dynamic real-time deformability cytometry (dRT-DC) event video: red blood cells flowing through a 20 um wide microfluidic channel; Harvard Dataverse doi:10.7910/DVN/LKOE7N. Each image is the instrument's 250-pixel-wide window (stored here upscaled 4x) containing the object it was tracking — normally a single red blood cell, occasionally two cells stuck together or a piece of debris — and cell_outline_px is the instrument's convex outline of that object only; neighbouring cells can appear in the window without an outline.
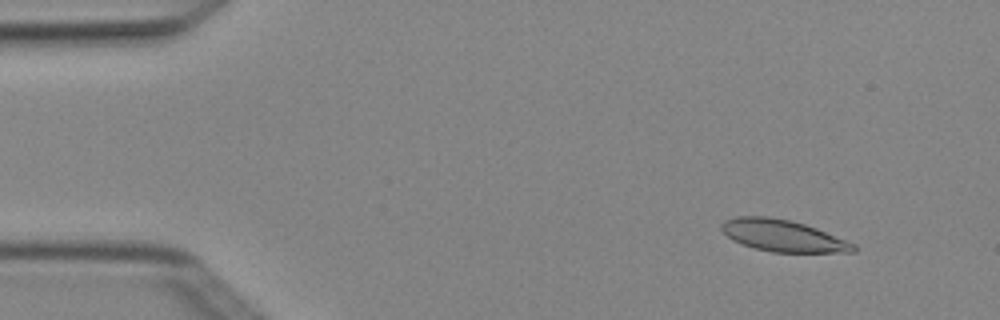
{"species": "Egyptian fruit bat (a non-hibernating species)", "species_latin": "Rousettus aegyptiacus", "temperature_condition": "cold", "stored_images_in_passage": 6, "camera_frame_rate_fps": 3000, "um_per_image_px": 0.085, "animal": {"sex": "female"}, "frame": {"image": 1, "passage_image": 1, "time_ms": 0.0, "image_size_px": [1000, 320], "cell_outline_px": [[856, 252], [772, 252], [756, 248], [732, 240], [720, 228], [720, 224], [724, 220], [736, 216], [768, 216], [788, 220], [804, 224], [816, 228], [856, 244]], "centroid_in_image_um": [66.53, 20.03], "position_along_channel_um": 18.5, "area_um2": 24.22}}
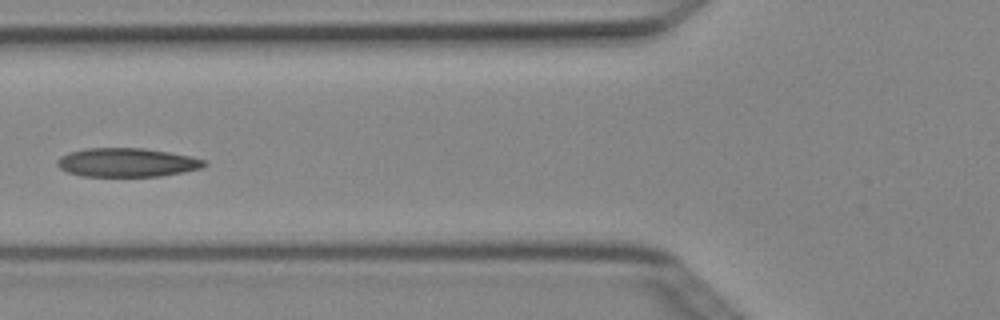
{"frame": {"image": 2, "passage_image": 5, "time_ms": 1.333, "image_size_px": [1000, 320], "cell_outline_px": [[208, 164], [204, 168], [184, 172], [160, 176], [80, 176], [68, 172], [60, 168], [56, 164], [56, 160], [60, 156], [68, 152], [84, 148], [144, 148], [192, 156], [208, 160]], "centroid_in_image_um": [10.82, 13.81], "position_along_channel_um": 115.0, "area_um2": 25.03}}
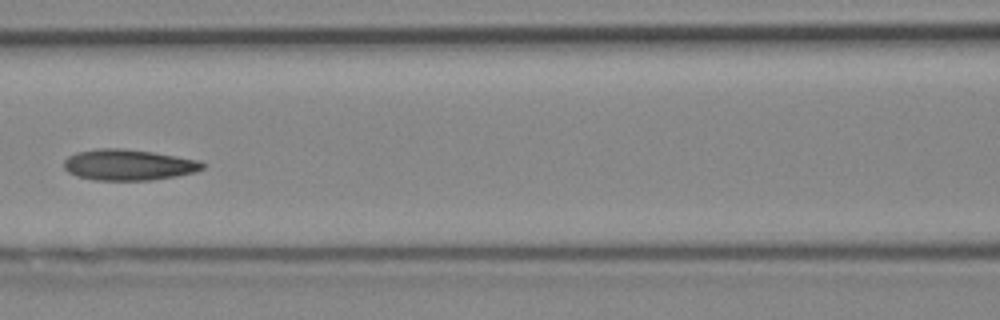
{"frame": {"image": 3, "passage_image": 6, "time_ms": 1.667, "image_size_px": [1000, 320], "cell_outline_px": [[208, 164], [204, 168], [196, 172], [176, 176], [152, 180], [96, 180], [76, 176], [68, 172], [64, 168], [64, 160], [68, 156], [76, 152], [96, 148], [124, 148], [152, 152], [200, 160]], "centroid_in_image_um": [10.94, 14.01], "position_along_channel_um": 155.7, "area_um2": 25.26}}